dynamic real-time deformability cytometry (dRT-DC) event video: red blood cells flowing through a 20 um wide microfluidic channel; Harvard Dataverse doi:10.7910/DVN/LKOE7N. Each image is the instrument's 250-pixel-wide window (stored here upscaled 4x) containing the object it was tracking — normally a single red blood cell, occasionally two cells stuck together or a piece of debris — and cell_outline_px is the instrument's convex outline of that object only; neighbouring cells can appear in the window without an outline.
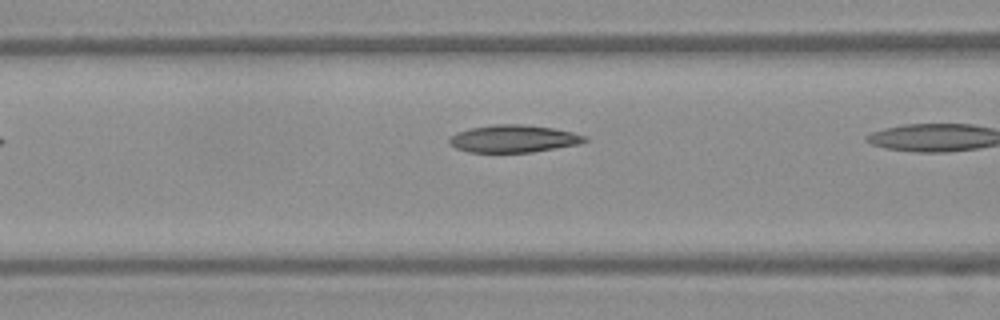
{"species": "Egyptian fruit bat (a non-hibernating species)", "species_latin": "Rousettus aegyptiacus", "temperature_condition": "warm", "stored_images_in_passage": 8, "camera_frame_rate_fps": 3000, "um_per_image_px": 0.085, "frame": {"image": 1, "passage_image": 7, "time_ms": 2.0, "image_size_px": [1000, 320], "cell_outline_px": [[588, 140], [580, 144], [532, 152], [468, 152], [456, 148], [448, 144], [448, 136], [456, 132], [468, 128], [492, 124], [524, 124], [552, 128], [572, 132], [584, 136]], "centroid_in_image_um": [43.58, 11.78], "position_along_channel_um": 123.0, "area_um2": 21.85}}